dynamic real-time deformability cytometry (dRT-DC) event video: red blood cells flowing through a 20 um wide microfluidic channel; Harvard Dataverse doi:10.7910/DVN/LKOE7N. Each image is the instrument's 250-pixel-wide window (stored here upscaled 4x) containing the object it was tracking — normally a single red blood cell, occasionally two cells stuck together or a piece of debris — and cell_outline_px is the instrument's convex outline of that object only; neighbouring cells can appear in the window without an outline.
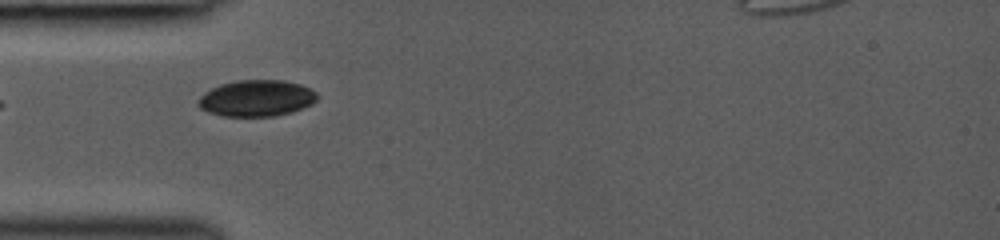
{"species": "common noctule bat (a hibernating species)", "species_latin": "Nyctalus noctula", "temperature_condition": "room temperature", "stored_images_in_passage": 16, "camera_frame_rate_fps": 3000, "um_per_image_px": 0.085, "animal": {"sex": "female", "body_mass_g": 19.0, "forearm_length_mm": 53.3}, "frame": {"image": 1, "passage_image": 1, "time_ms": 0.0, "image_size_px": [1000, 240], "cell_outline_px": [[320, 96], [312, 104], [292, 112], [272, 116], [220, 116], [208, 112], [200, 108], [196, 104], [200, 96], [204, 92], [220, 84], [236, 80], [284, 80], [300, 84], [316, 92]], "centroid_in_image_um": [21.79, 8.35], "position_along_channel_um": 63.2, "area_um2": 25.37}}
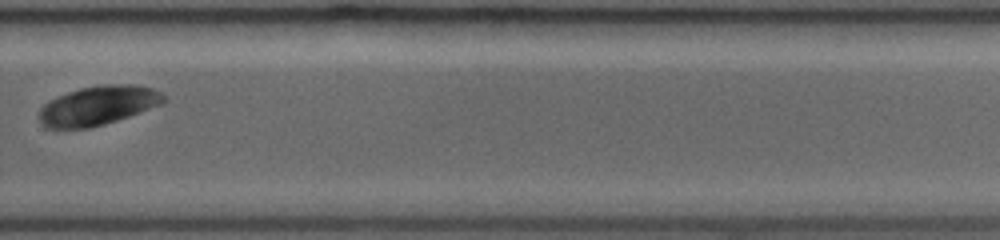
{"frame": {"image": 2, "passage_image": 12, "time_ms": 6.0, "image_size_px": [1000, 240], "cell_outline_px": [[164, 100], [160, 104], [128, 116], [104, 124], [88, 128], [48, 128], [40, 124], [40, 108], [48, 100], [56, 96], [80, 88], [104, 84], [132, 84], [152, 88], [160, 92], [164, 96]], "centroid_in_image_um": [8.28, 8.96], "position_along_channel_um": 321.5, "area_um2": 28.15}}
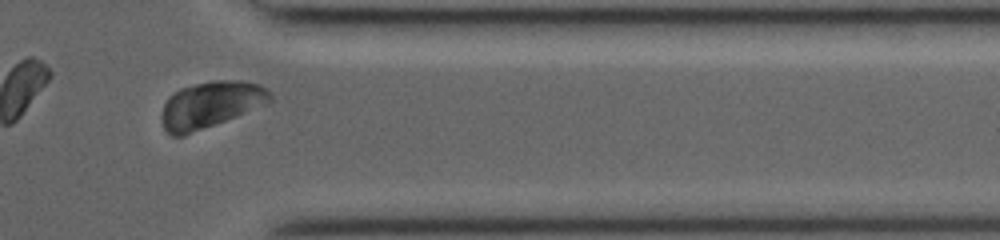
{"frame": {"image": 3, "passage_image": 14, "time_ms": 7.667, "image_size_px": [1000, 240], "cell_outline_px": [[272, 100], [268, 104], [184, 136], [172, 136], [164, 128], [160, 116], [164, 104], [168, 96], [180, 88], [212, 80], [240, 80], [260, 84], [268, 88], [272, 92]], "centroid_in_image_um": [17.92, 8.89], "position_along_channel_um": 393.5, "area_um2": 29.65}}